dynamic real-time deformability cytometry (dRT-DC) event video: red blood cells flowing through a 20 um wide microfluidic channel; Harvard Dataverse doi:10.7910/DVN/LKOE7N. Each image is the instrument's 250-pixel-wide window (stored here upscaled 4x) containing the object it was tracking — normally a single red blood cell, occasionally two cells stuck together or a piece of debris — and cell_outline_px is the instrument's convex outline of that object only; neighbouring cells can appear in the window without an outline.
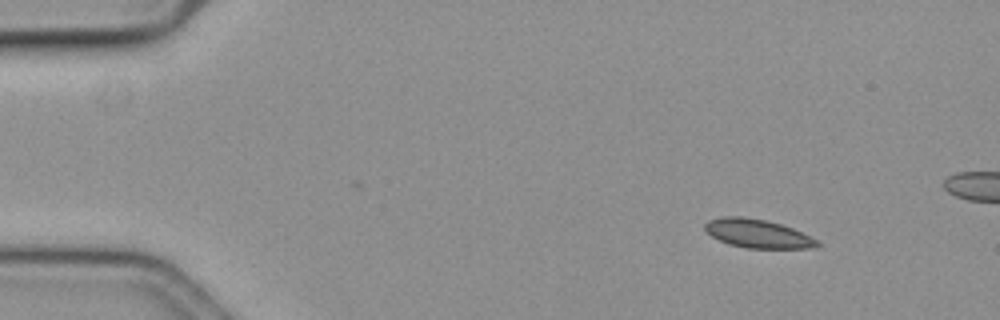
{"species": "common noctule bat (a hibernating species)", "species_latin": "Nyctalus noctula", "temperature_condition": "cold", "stored_images_in_passage": 13, "camera_frame_rate_fps": 3000, "um_per_image_px": 0.085, "animal": {"sex": "female", "body_mass_g": 19.3, "forearm_length_mm": 54.1}, "frame": {"image": 1, "passage_image": 1, "time_ms": 0.0, "image_size_px": [1000, 320], "cell_outline_px": [[820, 244], [816, 248], [748, 248], [728, 244], [712, 236], [704, 228], [704, 224], [708, 220], [720, 216], [744, 216], [764, 220], [780, 224], [792, 228], [816, 240]], "centroid_in_image_um": [64.35, 19.85], "position_along_channel_um": 20.6, "area_um2": 18.55}}